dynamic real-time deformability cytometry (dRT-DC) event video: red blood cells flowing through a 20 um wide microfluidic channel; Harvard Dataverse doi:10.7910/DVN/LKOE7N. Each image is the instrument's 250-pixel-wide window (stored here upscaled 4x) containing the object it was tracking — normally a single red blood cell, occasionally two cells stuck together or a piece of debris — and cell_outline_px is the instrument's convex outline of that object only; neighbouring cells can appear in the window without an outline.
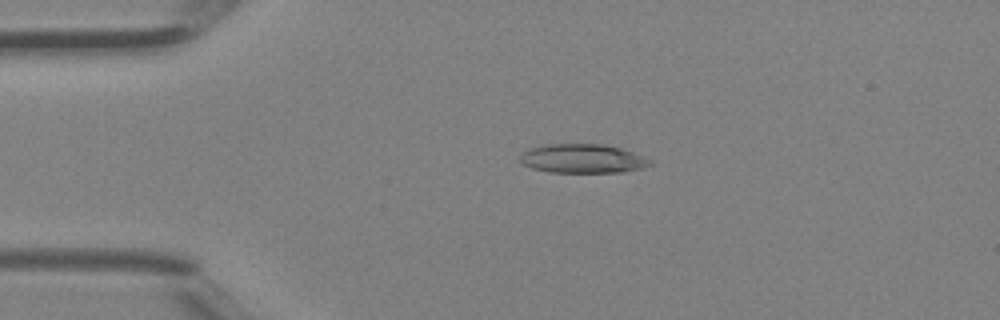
{"species": "Egyptian fruit bat (a non-hibernating species)", "species_latin": "Rousettus aegyptiacus", "temperature_condition": "room temperature", "stored_images_in_passage": 47, "camera_frame_rate_fps": 3000, "um_per_image_px": 0.085, "animal": {"sex": "female"}, "frame": {"image": 1, "passage_image": 11, "time_ms": 3.333, "image_size_px": [1000, 320], "cell_outline_px": [[652, 164], [644, 168], [624, 172], [548, 172], [532, 168], [524, 164], [520, 160], [520, 156], [528, 148], [544, 144], [604, 144], [620, 148], [644, 156], [652, 160]], "centroid_in_image_um": [49.55, 13.48], "position_along_channel_um": 35.5, "area_um2": 22.08}}
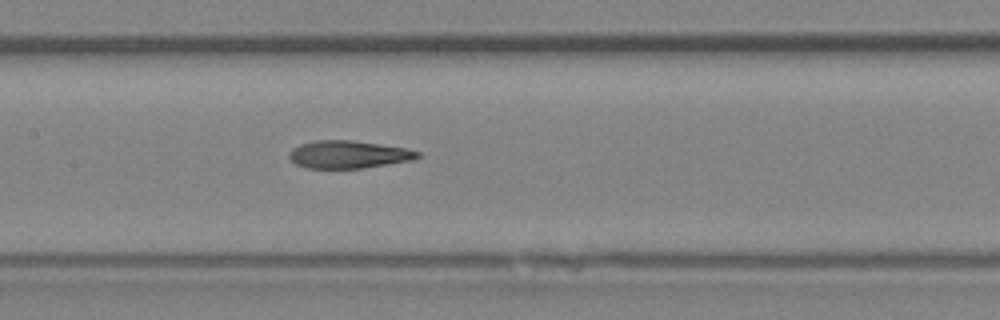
{"frame": {"image": 2, "passage_image": 23, "time_ms": 7.333, "image_size_px": [1000, 320], "cell_outline_px": [[420, 156], [412, 160], [364, 168], [304, 168], [296, 164], [288, 156], [288, 152], [292, 148], [300, 144], [316, 140], [352, 140], [404, 148], [420, 152]], "centroid_in_image_um": [29.57, 13.13], "position_along_channel_um": 177.8, "area_um2": 20.63}}
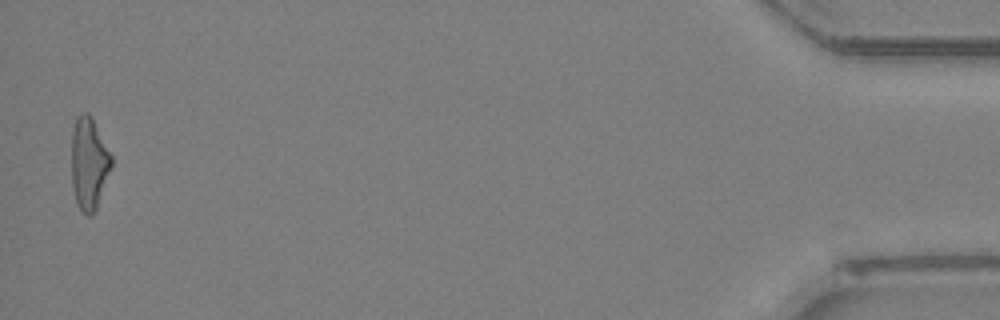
{"frame": {"image": 3, "passage_image": 46, "time_ms": 15.0, "image_size_px": [1000, 320], "cell_outline_px": [[112, 168], [96, 208], [88, 216], [76, 204], [72, 188], [72, 132], [76, 116], [80, 112], [88, 112], [92, 116], [112, 156]], "centroid_in_image_um": [7.56, 13.84], "position_along_channel_um": 427.6, "area_um2": 21.56}, "authors_computed_cell_mechanics": {"area_um2": 21.6172, "velocity_mm_per_s": 4.4892, "shape_relaxation_time_tau1_ms": null, "shape_relaxation_time_tau2_ms": 2.6799, "deformation_change_tau1": null, "deformation_change_tau2": 0.1256}}